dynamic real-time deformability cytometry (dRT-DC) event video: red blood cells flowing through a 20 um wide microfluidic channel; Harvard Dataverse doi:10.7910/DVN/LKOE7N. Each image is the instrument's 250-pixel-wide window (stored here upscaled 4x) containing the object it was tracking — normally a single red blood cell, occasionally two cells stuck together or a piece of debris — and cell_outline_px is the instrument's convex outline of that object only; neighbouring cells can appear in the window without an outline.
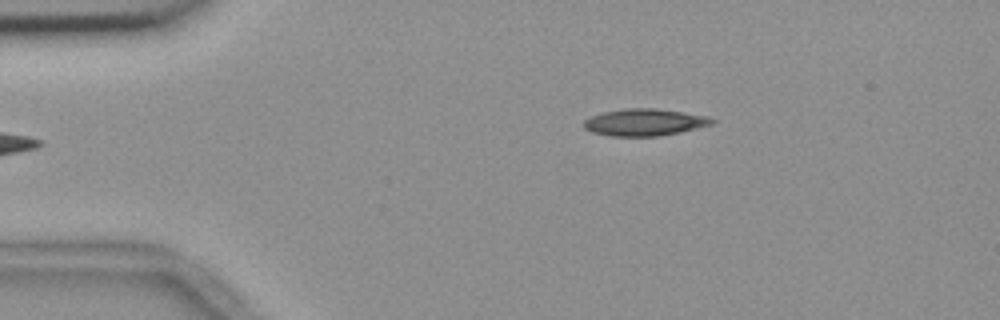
{"species": "common noctule bat (a hibernating species)", "species_latin": "Nyctalus noctula", "temperature_condition": "room temperature", "stored_images_in_passage": 46, "camera_frame_rate_fps": 3000, "um_per_image_px": 0.085, "animal": {"sex": "female", "body_mass_g": 18.4}, "frame": {"image": 1, "passage_image": 1, "time_ms": 0.0, "image_size_px": [1000, 320], "cell_outline_px": [[716, 120], [712, 124], [680, 132], [660, 136], [612, 136], [592, 132], [584, 128], [584, 120], [592, 116], [604, 112], [624, 108], [656, 108], [708, 116]], "centroid_in_image_um": [54.79, 10.39], "position_along_channel_um": 30.2, "area_um2": 20.06}}
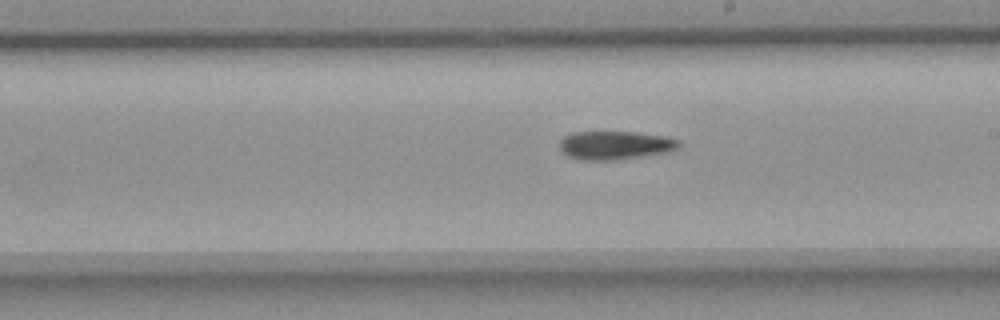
{"frame": {"image": 2, "passage_image": 22, "time_ms": 7.0, "image_size_px": [1000, 320], "cell_outline_px": [[680, 144], [676, 148], [668, 152], [612, 160], [576, 160], [568, 156], [560, 148], [560, 140], [564, 136], [572, 132], [632, 132], [664, 136], [680, 140]], "centroid_in_image_um": [52.25, 12.34], "position_along_channel_um": 236.8, "area_um2": 19.65}}
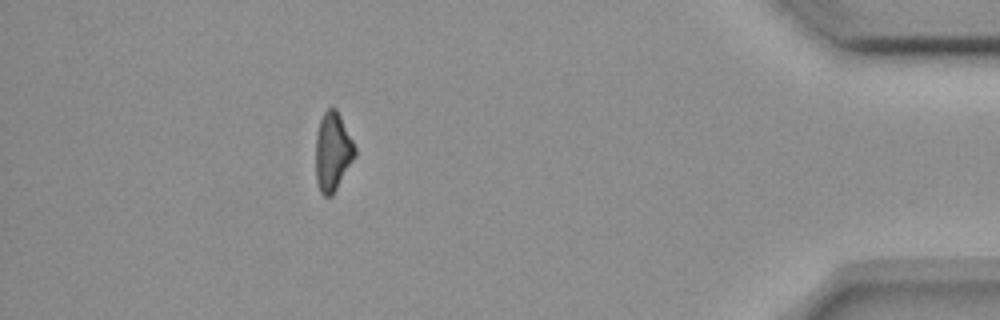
{"frame": {"image": 3, "passage_image": 40, "time_ms": 13.0, "image_size_px": [1000, 320], "cell_outline_px": [[356, 156], [332, 196], [324, 196], [320, 192], [316, 180], [316, 132], [320, 120], [324, 112], [328, 108], [336, 108], [356, 148]], "centroid_in_image_um": [28.27, 12.91], "position_along_channel_um": 406.9, "area_um2": 17.92}, "authors_computed_cell_mechanics": {"area_um2": 19.5942, "velocity_mm_per_s": 3.6842, "shape_relaxation_time_tau1_ms": 8.1018, "shape_relaxation_time_tau2_ms": null, "deformation_change_tau1": 0.1838, "deformation_change_tau2": null}}